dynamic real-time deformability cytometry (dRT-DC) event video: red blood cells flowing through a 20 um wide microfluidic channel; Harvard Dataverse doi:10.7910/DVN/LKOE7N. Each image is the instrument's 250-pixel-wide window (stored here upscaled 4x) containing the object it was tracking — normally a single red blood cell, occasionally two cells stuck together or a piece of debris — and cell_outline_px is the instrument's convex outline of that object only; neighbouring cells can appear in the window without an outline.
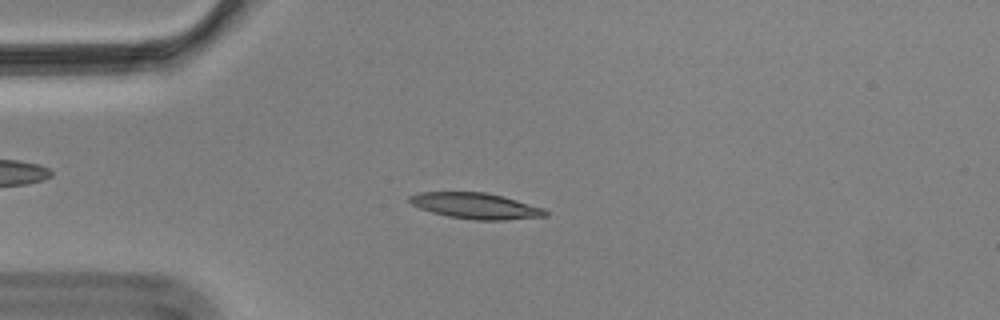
{"species": "Egyptian fruit bat (a non-hibernating species)", "species_latin": "Rousettus aegyptiacus", "temperature_condition": "cold", "stored_images_in_passage": 55, "camera_frame_rate_fps": 3000, "um_per_image_px": 0.085, "animal": {"sex": "male"}, "frame": {"image": 1, "passage_image": 13, "time_ms": 4.0, "image_size_px": [1000, 320], "cell_outline_px": [[548, 216], [504, 220], [472, 220], [448, 216], [432, 212], [420, 208], [412, 204], [408, 200], [408, 196], [416, 192], [484, 192], [504, 196], [544, 208], [548, 212]], "centroid_in_image_um": [40.44, 17.49], "position_along_channel_um": 44.6, "area_um2": 20.63}}
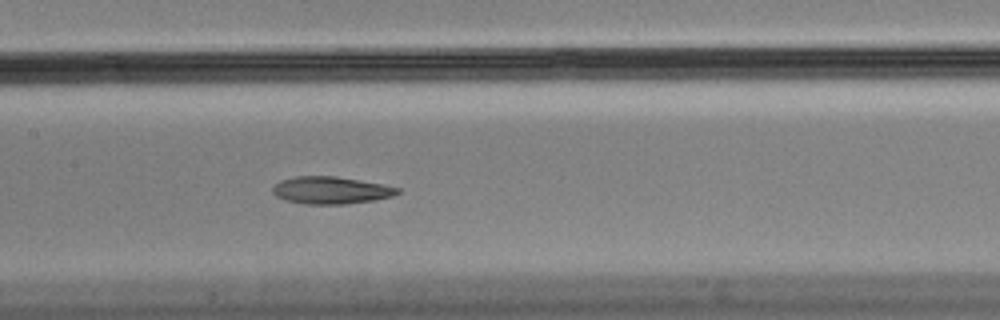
{"frame": {"image": 2, "passage_image": 26, "time_ms": 8.333, "image_size_px": [1000, 320], "cell_outline_px": [[400, 192], [392, 196], [372, 200], [344, 204], [308, 204], [284, 200], [276, 196], [272, 192], [272, 188], [280, 180], [296, 176], [336, 176], [384, 184], [400, 188]], "centroid_in_image_um": [28.12, 16.16], "position_along_channel_um": 179.3, "area_um2": 19.83}}
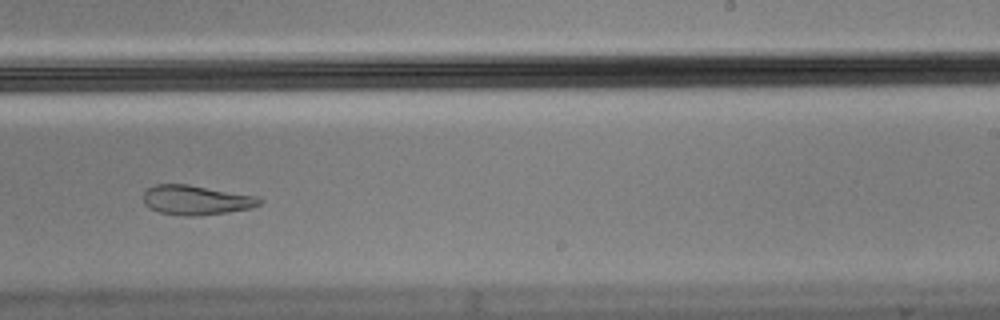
{"frame": {"image": 3, "passage_image": 34, "time_ms": 11.0, "image_size_px": [1000, 320], "cell_outline_px": [[264, 200], [260, 204], [248, 208], [228, 212], [196, 216], [184, 216], [160, 212], [144, 204], [144, 192], [148, 188], [156, 184], [188, 184], [256, 196]], "centroid_in_image_um": [16.66, 17.0], "position_along_channel_um": 272.3, "area_um2": 19.83}, "authors_computed_cell_mechanics": {"area_um2": 20.23, "velocity_mm_per_s": 3.5091, "shape_relaxation_time_tau1_ms": null, "shape_relaxation_time_tau2_ms": 4.5765, "deformation_change_tau1": null, "deformation_change_tau2": 0.1257}}